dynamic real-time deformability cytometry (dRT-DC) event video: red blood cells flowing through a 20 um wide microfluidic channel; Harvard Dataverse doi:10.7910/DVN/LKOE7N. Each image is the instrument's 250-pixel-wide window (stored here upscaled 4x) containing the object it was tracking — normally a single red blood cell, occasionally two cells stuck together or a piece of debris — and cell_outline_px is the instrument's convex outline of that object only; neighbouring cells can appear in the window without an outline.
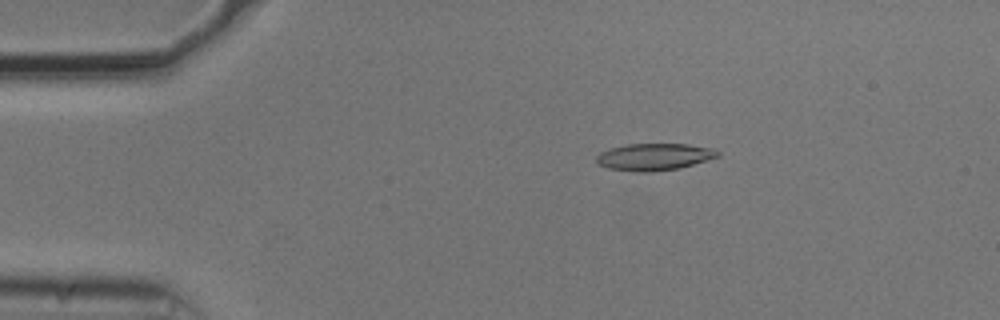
{"species": "common noctule bat (a hibernating species)", "species_latin": "Nyctalus noctula", "temperature_condition": "cold", "stored_images_in_passage": 53, "camera_frame_rate_fps": 3000, "um_per_image_px": 0.085, "animal": {"sex": "male", "body_mass_g": 20.5, "forearm_length_mm": 52.5}, "frame": {"image": 1, "passage_image": 9, "time_ms": 2.667, "image_size_px": [1000, 320], "cell_outline_px": [[720, 156], [708, 160], [680, 168], [652, 172], [636, 172], [608, 168], [600, 164], [596, 160], [596, 156], [600, 152], [612, 148], [628, 144], [688, 144], [712, 148], [720, 152]], "centroid_in_image_um": [55.64, 13.33], "position_along_channel_um": 29.4, "area_um2": 19.07}}
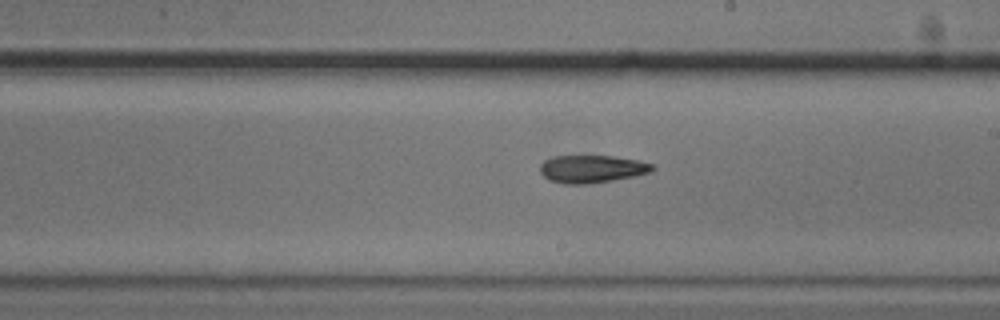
{"frame": {"image": 2, "passage_image": 30, "time_ms": 9.667, "image_size_px": [1000, 320], "cell_outline_px": [[656, 168], [648, 172], [636, 176], [588, 184], [564, 184], [548, 180], [540, 172], [540, 164], [544, 160], [552, 156], [612, 156], [636, 160], [656, 164]], "centroid_in_image_um": [50.3, 14.36], "position_along_channel_um": 238.7, "area_um2": 18.21}}
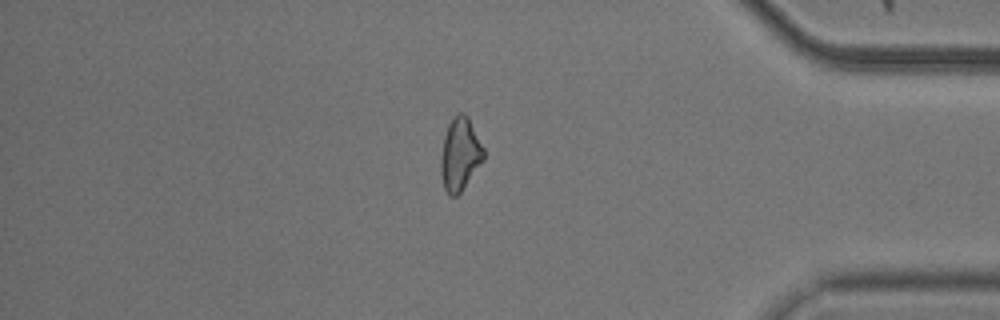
{"frame": {"image": 3, "passage_image": 45, "time_ms": 14.667, "image_size_px": [1000, 320], "cell_outline_px": [[484, 160], [460, 192], [456, 196], [452, 196], [444, 188], [440, 172], [440, 156], [444, 136], [448, 124], [452, 116], [456, 112], [464, 112], [468, 116], [484, 148]], "centroid_in_image_um": [39.09, 13.06], "position_along_channel_um": 396.1, "area_um2": 18.32}, "authors_computed_cell_mechanics": {"area_um2": 18.5538, "velocity_mm_per_s": 3.7395, "shape_relaxation_time_tau1_ms": 3.5361, "shape_relaxation_time_tau2_ms": null, "deformation_change_tau1": 0.1188, "deformation_change_tau2": null}}